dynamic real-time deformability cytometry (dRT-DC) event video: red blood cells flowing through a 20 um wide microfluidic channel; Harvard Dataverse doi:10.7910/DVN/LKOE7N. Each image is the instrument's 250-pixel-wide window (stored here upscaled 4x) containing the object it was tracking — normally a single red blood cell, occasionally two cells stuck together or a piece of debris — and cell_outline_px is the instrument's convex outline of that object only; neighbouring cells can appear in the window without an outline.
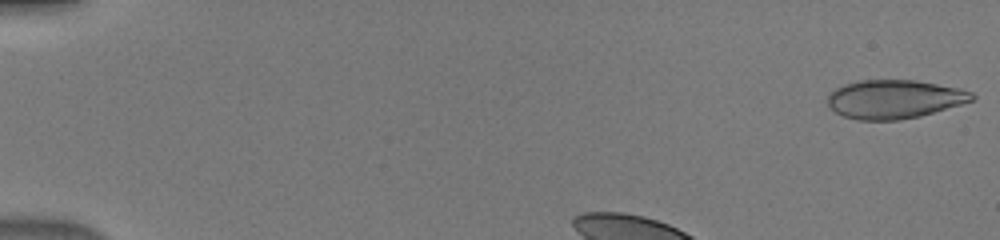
{"species": "human", "species_latin": "Homo sapiens", "temperature_condition": "warm", "stored_images_in_passage": 37, "camera_frame_rate_fps": 3000, "um_per_image_px": 0.085, "donor": {"sex": "male"}, "frame": {"image": 1, "passage_image": 1, "time_ms": 0.0, "image_size_px": [1000, 240], "cell_outline_px": [[976, 96], [972, 100], [960, 104], [920, 116], [900, 120], [856, 120], [844, 116], [836, 112], [828, 104], [828, 92], [844, 84], [860, 80], [916, 80], [960, 88], [972, 92]], "centroid_in_image_um": [76.0, 8.42], "position_along_channel_um": 9.0, "area_um2": 32.48}}
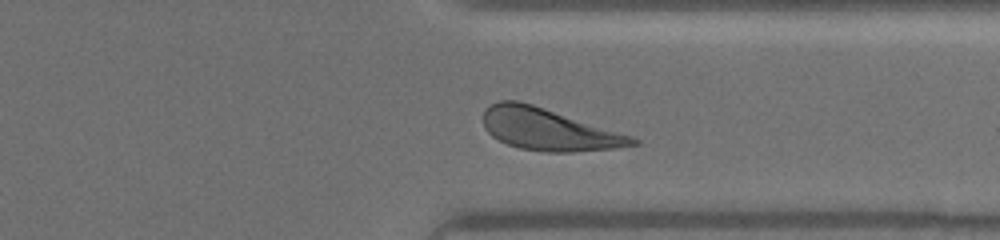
{"frame": {"image": 2, "passage_image": 32, "time_ms": 10.333, "image_size_px": [1000, 240], "cell_outline_px": [[640, 144], [616, 148], [572, 152], [548, 152], [520, 148], [508, 144], [492, 136], [484, 128], [484, 108], [500, 100], [516, 100], [532, 104], [632, 136], [640, 140]], "centroid_in_image_um": [46.63, 11.0], "position_along_channel_um": 364.8, "area_um2": 36.13}}
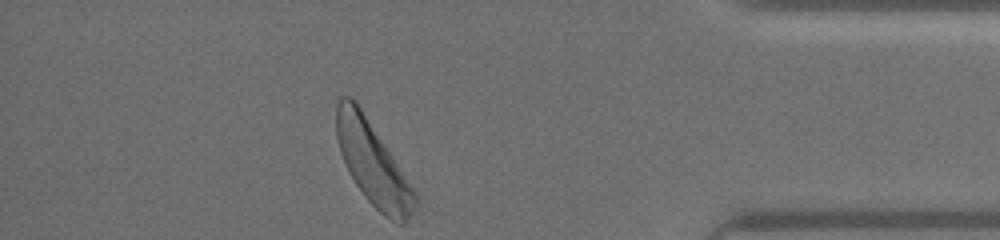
{"frame": {"image": 3, "passage_image": 37, "time_ms": 12.0, "image_size_px": [1000, 240], "cell_outline_px": [[420, 196], [412, 212], [404, 224], [400, 224], [384, 216], [364, 196], [356, 184], [340, 152], [336, 136], [336, 100], [340, 96], [352, 96], [356, 100]], "centroid_in_image_um": [31.7, 13.86], "position_along_channel_um": 403.5, "area_um2": 38.21}}